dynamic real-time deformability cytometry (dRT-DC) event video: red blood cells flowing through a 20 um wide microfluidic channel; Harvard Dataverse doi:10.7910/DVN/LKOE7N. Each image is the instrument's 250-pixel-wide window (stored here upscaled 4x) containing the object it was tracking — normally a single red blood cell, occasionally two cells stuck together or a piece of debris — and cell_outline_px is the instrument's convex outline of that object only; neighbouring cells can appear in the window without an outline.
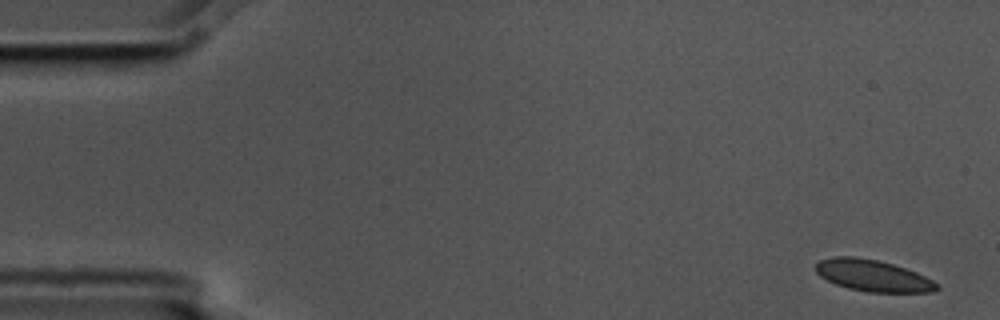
{"species": "common noctule bat (a hibernating species)", "species_latin": "Nyctalus noctula", "temperature_condition": "cold", "stored_images_in_passage": 5, "camera_frame_rate_fps": 3000, "um_per_image_px": 0.085, "animal": {"sex": "male", "body_mass_g": 17.5, "forearm_length_mm": 52.3}, "frame": {"image": 1, "passage_image": 1, "time_ms": 0.0, "image_size_px": [1000, 320], "cell_outline_px": [[940, 288], [936, 292], [868, 292], [848, 288], [836, 284], [820, 276], [816, 272], [816, 264], [820, 260], [832, 256], [856, 256], [876, 260], [892, 264], [916, 272], [940, 284]], "centroid_in_image_um": [74.21, 23.43], "position_along_channel_um": 10.8, "area_um2": 22.25}}
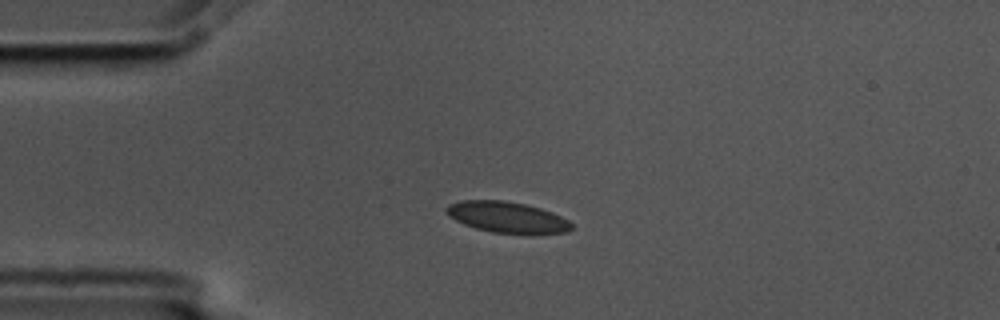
{"frame": {"image": 2, "passage_image": 4, "time_ms": 1.0, "image_size_px": [1000, 320], "cell_outline_px": [[572, 228], [568, 232], [532, 236], [528, 236], [492, 232], [476, 228], [464, 224], [456, 220], [444, 212], [444, 208], [448, 204], [460, 200], [504, 200], [524, 204], [540, 208], [552, 212], [568, 220], [572, 224]], "centroid_in_image_um": [43.13, 18.5], "position_along_channel_um": 41.9, "area_um2": 23.29}}